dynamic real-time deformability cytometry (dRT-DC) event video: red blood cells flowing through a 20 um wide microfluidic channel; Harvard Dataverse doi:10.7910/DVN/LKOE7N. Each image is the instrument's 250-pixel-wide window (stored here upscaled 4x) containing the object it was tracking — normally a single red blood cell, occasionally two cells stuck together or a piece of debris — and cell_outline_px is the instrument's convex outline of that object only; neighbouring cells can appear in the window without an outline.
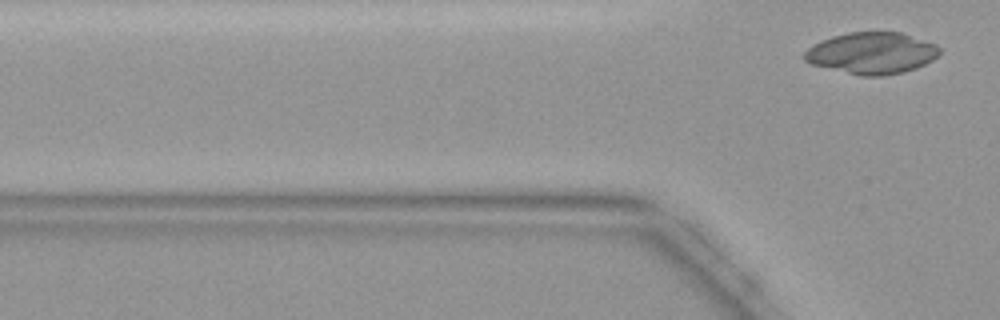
{"species": "common noctule bat (a hibernating species)", "species_latin": "Nyctalus noctula", "temperature_condition": "warm", "stored_images_in_passage": 2, "camera_frame_rate_fps": 3000, "um_per_image_px": 0.085, "animal": {"sex": "female", "body_mass_g": 19.9}, "frame": {"image": 1, "passage_image": 2, "time_ms": 0.333, "image_size_px": [1000, 320], "cell_outline_px": [[940, 52], [932, 60], [916, 68], [904, 72], [880, 76], [860, 76], [812, 64], [804, 60], [800, 56], [808, 48], [832, 36], [848, 32], [900, 32], [936, 44], [940, 48]], "centroid_in_image_um": [74.09, 4.52], "position_along_channel_um": 51.7, "area_um2": 32.6}}